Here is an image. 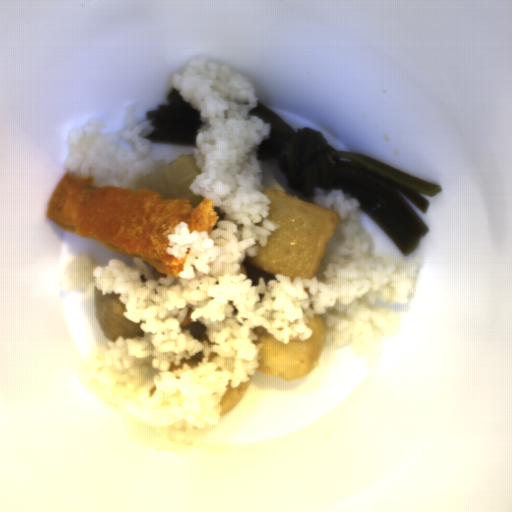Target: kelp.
I'll use <instances>...</instances> for the list:
<instances>
[{
	"label": "kelp",
	"instance_id": "obj_1",
	"mask_svg": "<svg viewBox=\"0 0 512 512\" xmlns=\"http://www.w3.org/2000/svg\"><path fill=\"white\" fill-rule=\"evenodd\" d=\"M248 116L271 125L269 138L256 151L257 160L277 164L289 187L301 196L313 201L314 188L350 193L359 201V211L373 218L404 256L428 236L409 202L428 213L430 201L422 194L436 195L440 185L361 153L339 151L318 130L294 128L258 102Z\"/></svg>",
	"mask_w": 512,
	"mask_h": 512
},
{
	"label": "kelp",
	"instance_id": "obj_2",
	"mask_svg": "<svg viewBox=\"0 0 512 512\" xmlns=\"http://www.w3.org/2000/svg\"><path fill=\"white\" fill-rule=\"evenodd\" d=\"M200 110L185 101L180 90L169 91L165 103H159L156 109L147 113L151 120L149 126L154 130L142 136L151 144L196 146L197 130L203 125Z\"/></svg>",
	"mask_w": 512,
	"mask_h": 512
}]
</instances>
